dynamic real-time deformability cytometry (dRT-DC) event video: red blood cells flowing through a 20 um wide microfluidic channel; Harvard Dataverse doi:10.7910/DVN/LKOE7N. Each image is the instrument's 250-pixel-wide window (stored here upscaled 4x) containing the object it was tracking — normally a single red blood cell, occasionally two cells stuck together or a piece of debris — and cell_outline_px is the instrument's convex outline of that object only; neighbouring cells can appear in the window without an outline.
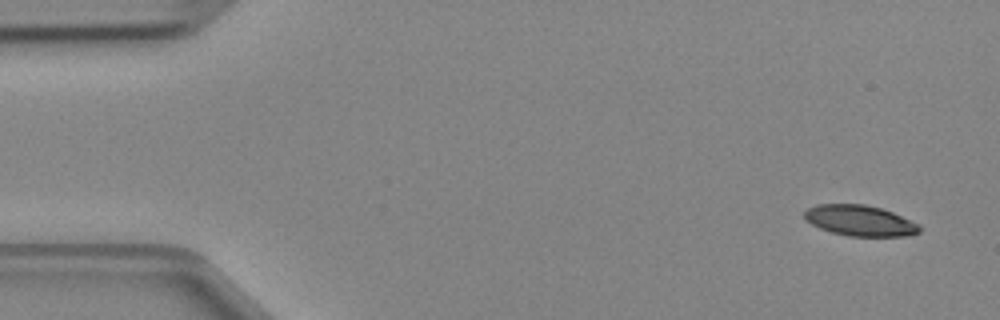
{"species": "Egyptian fruit bat (a non-hibernating species)", "species_latin": "Rousettus aegyptiacus", "temperature_condition": "cold", "stored_images_in_passage": 4, "camera_frame_rate_fps": 3000, "um_per_image_px": 0.085, "animal": {"sex": "female"}, "frame": {"image": 1, "passage_image": 1, "time_ms": 0.0, "image_size_px": [1000, 320], "cell_outline_px": [[920, 232], [908, 236], [848, 236], [832, 232], [820, 228], [804, 220], [804, 212], [808, 208], [816, 204], [864, 204], [880, 208], [892, 212], [920, 224]], "centroid_in_image_um": [73.09, 18.75], "position_along_channel_um": 11.9, "area_um2": 20.63}}
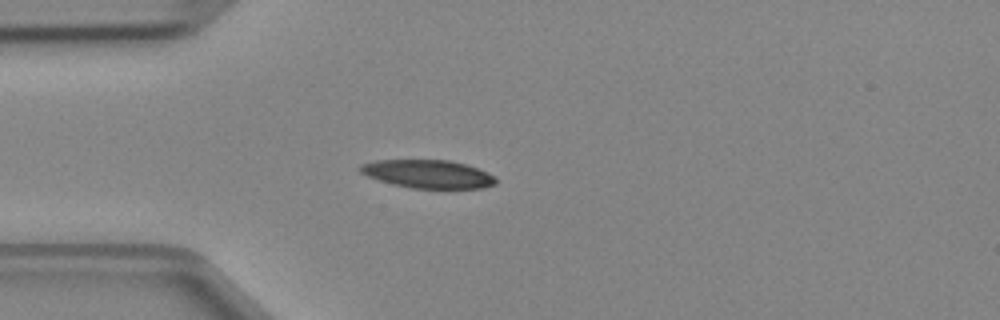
{"frame": {"image": 2, "passage_image": 4, "time_ms": 1.0, "image_size_px": [1000, 320], "cell_outline_px": [[496, 184], [484, 188], [412, 188], [392, 184], [368, 176], [360, 172], [360, 164], [376, 160], [448, 160], [464, 164], [488, 172], [496, 176]], "centroid_in_image_um": [36.4, 14.79], "position_along_channel_um": 48.6, "area_um2": 22.2}}